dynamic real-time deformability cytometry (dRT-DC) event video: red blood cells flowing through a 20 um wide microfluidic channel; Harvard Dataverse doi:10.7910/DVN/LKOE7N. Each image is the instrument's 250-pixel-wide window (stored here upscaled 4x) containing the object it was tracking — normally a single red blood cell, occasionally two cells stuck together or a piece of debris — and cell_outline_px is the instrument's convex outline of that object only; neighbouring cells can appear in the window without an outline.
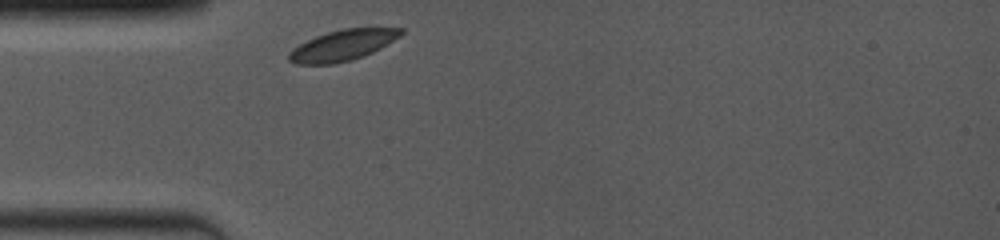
{"species": "common noctule bat (a hibernating species)", "species_latin": "Nyctalus noctula", "temperature_condition": "room temperature", "stored_images_in_passage": 21, "camera_frame_rate_fps": 4000, "um_per_image_px": 0.085, "animal": {"sex": "female", "body_mass_g": 19.0, "forearm_length_mm": 53.3}, "frame": {"image": 1, "passage_image": 1, "time_ms": 0.0, "image_size_px": [1000, 240], "cell_outline_px": [[404, 32], [400, 36], [380, 48], [372, 52], [352, 60], [332, 64], [296, 64], [288, 60], [288, 52], [292, 48], [316, 36], [328, 32], [344, 28], [404, 28]], "centroid_in_image_um": [29.1, 3.85], "position_along_channel_um": 55.9, "area_um2": 19.94}}
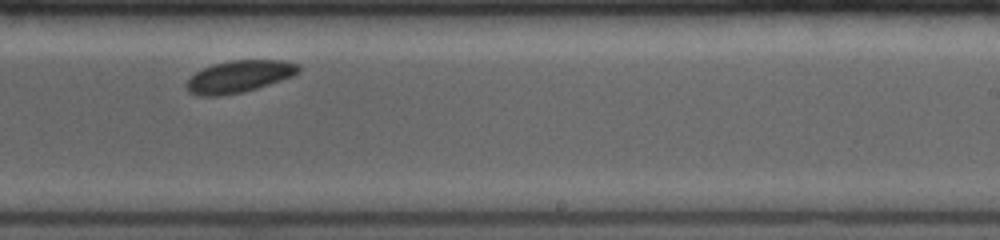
{"frame": {"image": 2, "passage_image": 12, "time_ms": 5.75, "image_size_px": [1000, 240], "cell_outline_px": [[300, 72], [292, 76], [256, 88], [240, 92], [220, 96], [200, 96], [188, 92], [184, 84], [196, 72], [212, 64], [232, 60], [284, 60], [300, 64]], "centroid_in_image_um": [20.32, 6.49], "position_along_channel_um": 268.7, "area_um2": 20.87}}
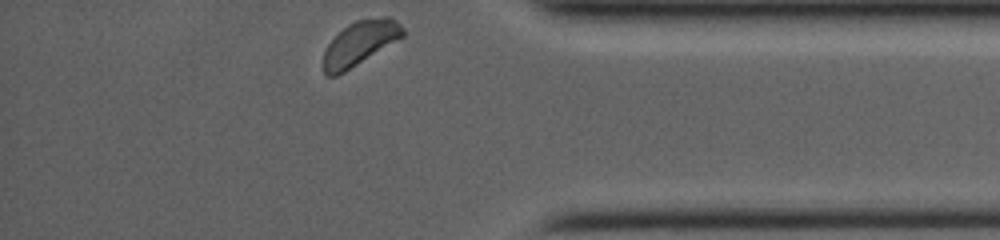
{"frame": {"image": 3, "passage_image": 21, "time_ms": 9.5, "image_size_px": [1000, 240], "cell_outline_px": [[404, 36], [344, 72], [336, 76], [328, 76], [324, 72], [324, 52], [328, 44], [348, 24], [356, 20], [384, 16], [388, 16], [396, 20], [404, 28]], "centroid_in_image_um": [30.61, 3.65], "position_along_channel_um": 404.6, "area_um2": 20.11}, "authors_computed_cell_mechanics": {"area_um2": 20.4612, "velocity_mm_per_s": 3.8213, "shape_relaxation_time_tau1_ms": 0.4707, "shape_relaxation_time_tau2_ms": null, "deformation_change_tau1": 0.0238, "deformation_change_tau2": null}}